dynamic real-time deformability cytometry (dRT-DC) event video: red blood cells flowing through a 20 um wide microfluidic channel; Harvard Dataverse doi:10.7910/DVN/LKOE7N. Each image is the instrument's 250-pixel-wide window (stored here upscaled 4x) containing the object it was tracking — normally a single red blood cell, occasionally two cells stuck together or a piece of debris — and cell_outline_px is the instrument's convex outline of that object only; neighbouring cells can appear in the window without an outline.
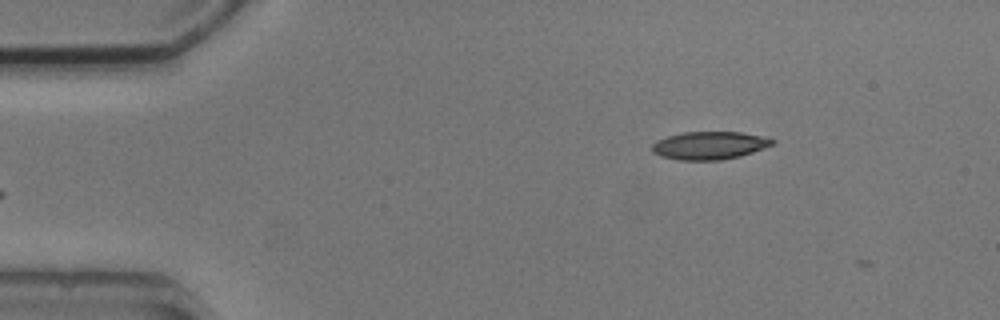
{"species": "common noctule bat (a hibernating species)", "species_latin": "Nyctalus noctula", "temperature_condition": "cold", "stored_images_in_passage": 2, "camera_frame_rate_fps": 3000, "um_per_image_px": 0.085, "animal": {"sex": "male", "body_mass_g": 20.5, "forearm_length_mm": 52.5}, "frame": {"image": 1, "passage_image": 1, "time_ms": 0.0, "image_size_px": [1000, 320], "cell_outline_px": [[776, 140], [772, 144], [752, 152], [740, 156], [720, 160], [680, 160], [660, 156], [652, 152], [652, 144], [656, 140], [668, 136], [684, 132], [740, 132], [760, 136]], "centroid_in_image_um": [60.25, 12.36], "position_along_channel_um": 24.8, "area_um2": 19.36}}